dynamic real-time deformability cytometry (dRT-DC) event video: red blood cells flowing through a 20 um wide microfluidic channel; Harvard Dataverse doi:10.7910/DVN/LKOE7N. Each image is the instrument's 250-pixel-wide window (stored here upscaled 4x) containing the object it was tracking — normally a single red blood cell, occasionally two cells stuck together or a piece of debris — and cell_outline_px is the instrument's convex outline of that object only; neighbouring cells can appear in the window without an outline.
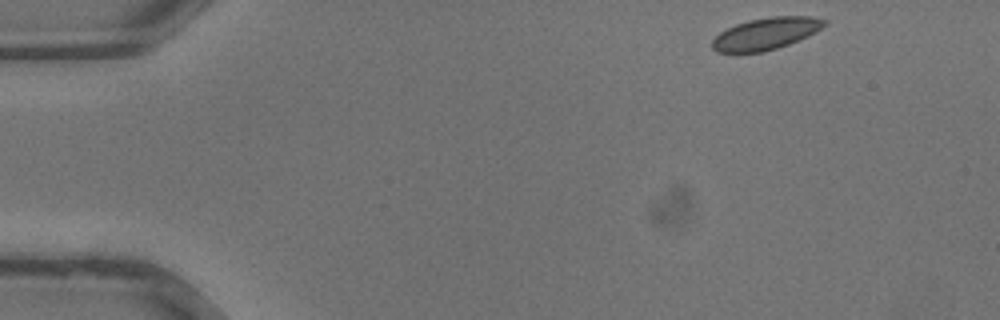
{"species": "common noctule bat (a hibernating species)", "species_latin": "Nyctalus noctula", "temperature_condition": "warm", "stored_images_in_passage": 34, "camera_frame_rate_fps": 3000, "um_per_image_px": 0.085, "animal": {"sex": "male", "body_mass_g": 13.3}, "frame": {"image": 1, "passage_image": 1, "time_ms": 0.0, "image_size_px": [1000, 320], "cell_outline_px": [[828, 24], [816, 32], [808, 36], [788, 44], [764, 52], [716, 52], [712, 48], [712, 40], [720, 32], [736, 24], [748, 20], [772, 16], [812, 16], [828, 20]], "centroid_in_image_um": [65.14, 2.85], "position_along_channel_um": 19.9, "area_um2": 20.92}}
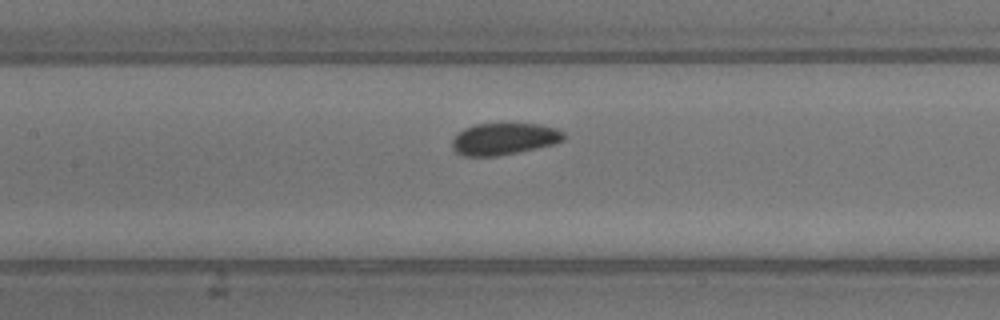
{"frame": {"image": 2, "passage_image": 14, "time_ms": 4.333, "image_size_px": [1000, 320], "cell_outline_px": [[564, 140], [556, 144], [500, 156], [464, 156], [456, 152], [452, 148], [452, 140], [456, 132], [464, 128], [476, 124], [540, 124], [556, 128], [564, 132]], "centroid_in_image_um": [42.84, 11.81], "position_along_channel_um": 164.6, "area_um2": 20.92}}
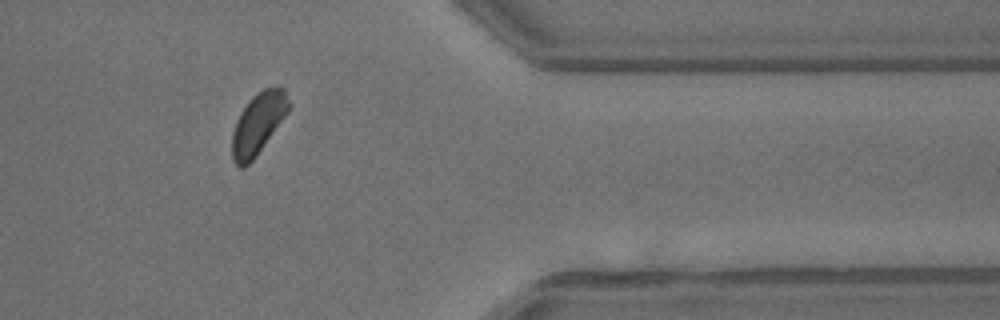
{"frame": {"image": 3, "passage_image": 27, "time_ms": 8.667, "image_size_px": [1000, 320], "cell_outline_px": [[292, 104], [288, 112], [256, 156], [244, 168], [240, 168], [232, 160], [232, 136], [236, 120], [240, 112], [248, 100], [256, 92], [264, 88], [276, 84], [280, 84], [284, 88]], "centroid_in_image_um": [21.96, 10.43], "position_along_channel_um": 389.4, "area_um2": 20.63}}